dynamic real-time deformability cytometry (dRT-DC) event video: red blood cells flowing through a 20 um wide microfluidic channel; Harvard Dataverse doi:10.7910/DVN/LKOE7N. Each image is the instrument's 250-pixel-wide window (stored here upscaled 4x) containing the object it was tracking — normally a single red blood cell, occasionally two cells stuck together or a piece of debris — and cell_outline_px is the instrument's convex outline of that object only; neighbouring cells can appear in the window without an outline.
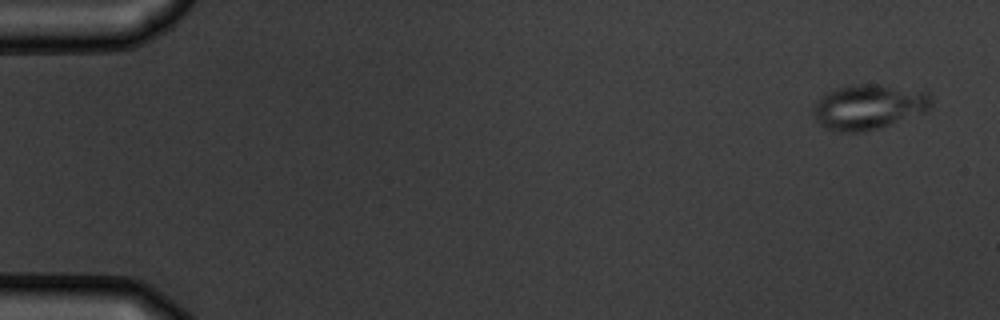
{"species": "common noctule bat (a hibernating species)", "species_latin": "Nyctalus noctula", "temperature_condition": "warm", "stored_images_in_passage": 4, "camera_frame_rate_fps": 3000, "um_per_image_px": 0.085, "animal": {"sex": "male", "body_mass_g": 19.5, "forearm_length_mm": 54.6}, "frame": {"image": 1, "passage_image": 1, "time_ms": 0.0, "image_size_px": [1000, 320], "cell_outline_px": [[932, 108], [924, 112], [876, 128], [856, 132], [840, 132], [828, 128], [820, 124], [812, 116], [812, 112], [816, 100], [828, 92], [836, 88], [848, 84], [880, 84], [928, 92], [932, 96]], "centroid_in_image_um": [73.82, 9.06], "position_along_channel_um": 11.2, "area_um2": 30.81}}